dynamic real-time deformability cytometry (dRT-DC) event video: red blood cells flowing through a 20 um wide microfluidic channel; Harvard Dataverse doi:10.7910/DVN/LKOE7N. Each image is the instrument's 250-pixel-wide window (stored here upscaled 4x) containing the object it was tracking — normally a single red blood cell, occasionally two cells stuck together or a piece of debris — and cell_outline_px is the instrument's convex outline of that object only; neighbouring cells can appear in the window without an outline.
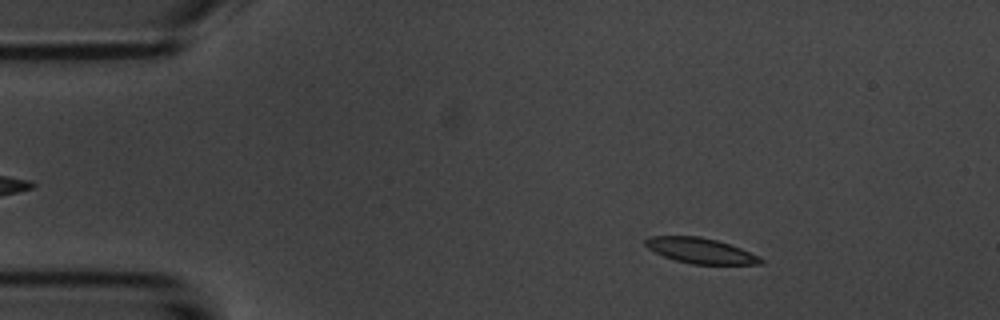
{"species": "common noctule bat (a hibernating species)", "species_latin": "Nyctalus noctula", "temperature_condition": "room temperature", "stored_images_in_passage": 46, "camera_frame_rate_fps": 3000, "um_per_image_px": 0.085, "animal": {"sex": "male", "body_mass_g": 20.1, "forearm_length_mm": 53.5}, "frame": {"image": 1, "passage_image": 8, "time_ms": 2.333, "image_size_px": [1000, 320], "cell_outline_px": [[764, 264], [692, 264], [676, 260], [664, 256], [648, 248], [644, 244], [644, 240], [652, 236], [700, 236], [716, 240], [740, 248], [760, 256], [764, 260]], "centroid_in_image_um": [59.56, 21.31], "position_along_channel_um": 25.4, "area_um2": 16.94}}
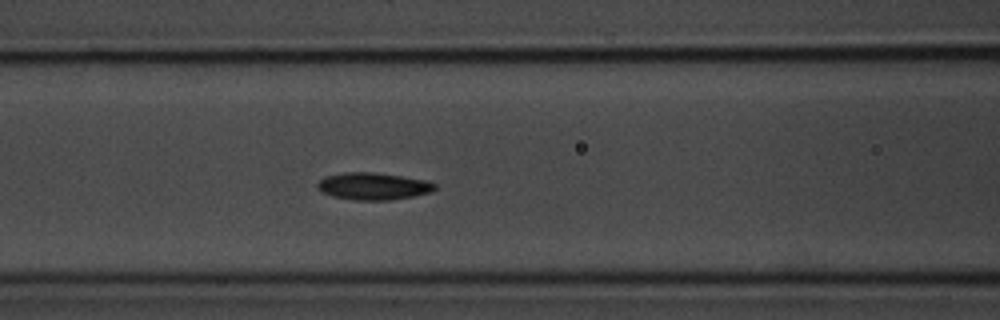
{"frame": {"image": 2, "passage_image": 22, "time_ms": 7.0, "image_size_px": [1000, 320], "cell_outline_px": [[436, 188], [432, 192], [412, 196], [388, 200], [352, 200], [332, 196], [320, 192], [316, 188], [316, 184], [324, 176], [344, 172], [372, 172], [428, 180], [436, 184]], "centroid_in_image_um": [31.69, 15.83], "position_along_channel_um": 134.9, "area_um2": 18.73}}
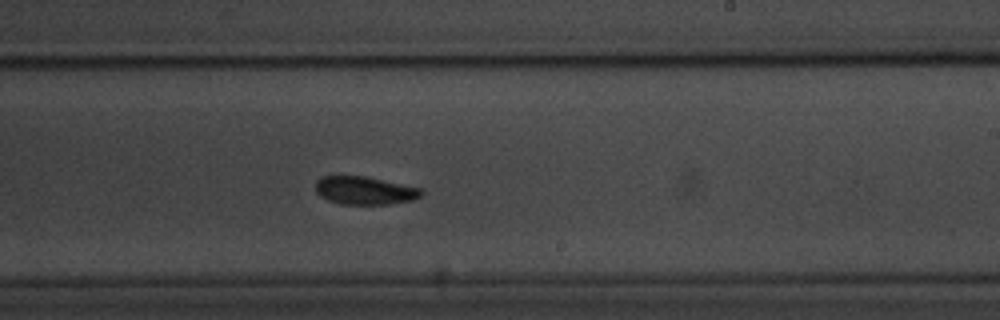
{"frame": {"image": 3, "passage_image": 32, "time_ms": 10.333, "image_size_px": [1000, 320], "cell_outline_px": [[424, 192], [420, 196], [412, 200], [388, 204], [340, 204], [328, 200], [320, 196], [316, 192], [316, 180], [320, 176], [368, 176], [424, 188]], "centroid_in_image_um": [31.02, 16.18], "position_along_channel_um": 258.0, "area_um2": 17.57}}